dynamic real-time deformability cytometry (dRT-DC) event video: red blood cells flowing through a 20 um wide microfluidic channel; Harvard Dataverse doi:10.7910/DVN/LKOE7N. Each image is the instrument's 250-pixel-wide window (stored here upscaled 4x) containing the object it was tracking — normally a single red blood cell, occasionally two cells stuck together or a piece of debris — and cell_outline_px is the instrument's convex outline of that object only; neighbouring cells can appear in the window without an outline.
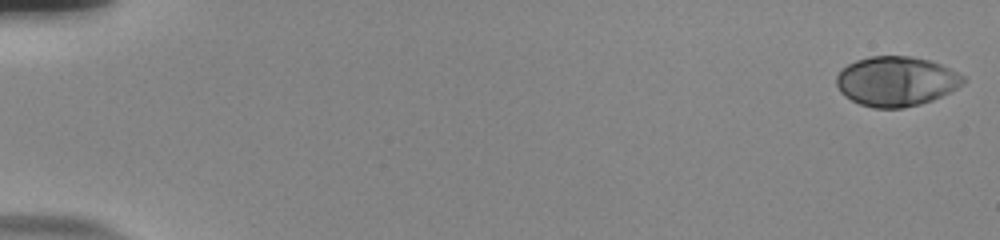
{"species": "human", "species_latin": "Homo sapiens", "temperature_condition": "room temperature", "stored_images_in_passage": 56, "camera_frame_rate_fps": 3000, "um_per_image_px": 0.085, "donor": {"sex": "male"}, "frame": {"image": 1, "passage_image": 1, "time_ms": 0.0, "image_size_px": [1000, 240], "cell_outline_px": [[968, 80], [964, 84], [932, 100], [920, 104], [904, 108], [872, 108], [860, 104], [844, 96], [840, 92], [836, 84], [836, 76], [848, 64], [856, 60], [868, 56], [912, 56], [928, 60], [940, 64], [964, 76]], "centroid_in_image_um": [76.17, 6.91], "position_along_channel_um": 8.8, "area_um2": 36.76}}
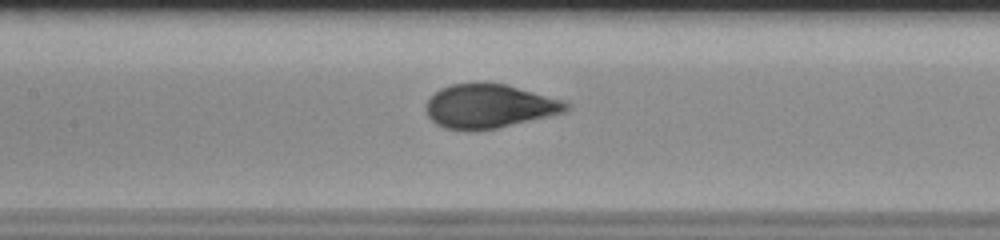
{"frame": {"image": 2, "passage_image": 28, "time_ms": 9.0, "image_size_px": [1000, 240], "cell_outline_px": [[572, 108], [568, 112], [496, 128], [468, 132], [444, 128], [436, 124], [428, 116], [424, 108], [428, 100], [440, 88], [452, 84], [504, 84], [568, 100], [572, 104]], "centroid_in_image_um": [41.65, 9.05], "position_along_channel_um": 165.7, "area_um2": 36.24}}
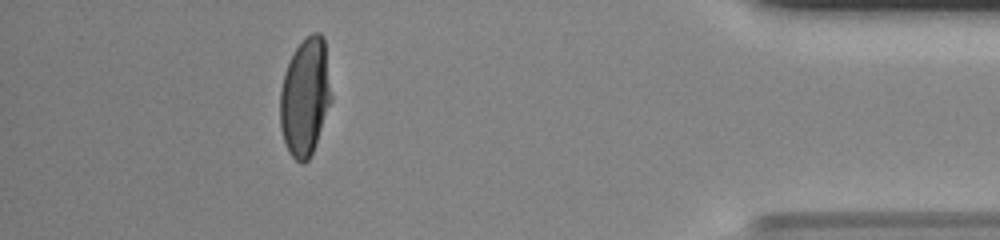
{"frame": {"image": 3, "passage_image": 51, "time_ms": 16.667, "image_size_px": [1000, 240], "cell_outline_px": [[332, 100], [312, 152], [308, 160], [304, 164], [300, 164], [288, 152], [284, 144], [280, 128], [280, 92], [284, 72], [296, 48], [312, 32], [320, 32], [324, 36], [332, 96]], "centroid_in_image_um": [25.93, 8.26], "position_along_channel_um": 409.3, "area_um2": 35.2}, "authors_computed_cell_mechanics": {"area_um2": 36.0383, "velocity_mm_per_s": 3.7354, "shape_relaxation_time_tau1_ms": 5.3629, "shape_relaxation_time_tau2_ms": null, "deformation_change_tau1": 0.239, "deformation_change_tau2": null}}